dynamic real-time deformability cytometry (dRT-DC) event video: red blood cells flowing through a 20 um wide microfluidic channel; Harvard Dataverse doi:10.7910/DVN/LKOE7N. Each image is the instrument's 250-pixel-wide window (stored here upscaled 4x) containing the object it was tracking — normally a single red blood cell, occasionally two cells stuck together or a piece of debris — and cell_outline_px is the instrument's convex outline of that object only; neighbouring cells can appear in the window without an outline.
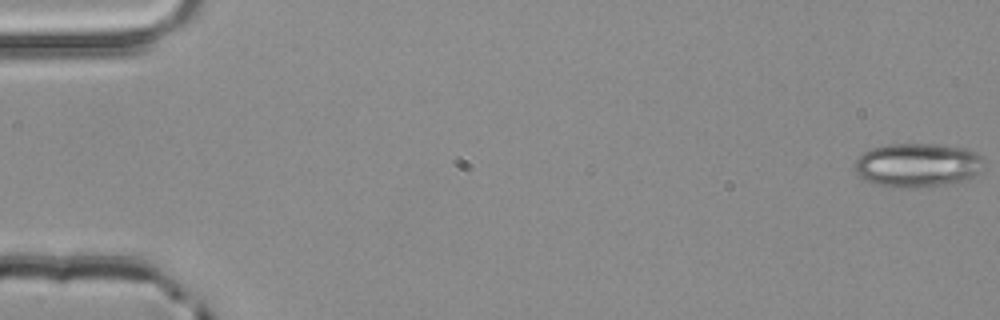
{"species": "common noctule bat (a hibernating species)", "species_latin": "Nyctalus noctula", "temperature_condition": "room temperature", "stored_images_in_passage": 5, "camera_frame_rate_fps": 3000, "um_per_image_px": 0.085, "animal": {"sex": "male", "body_mass_g": 20.4}, "frame": {"image": 1, "passage_image": 5, "time_ms": 1.333, "image_size_px": [1000, 320], "cell_outline_px": [[980, 172], [976, 176], [968, 180], [944, 184], [916, 188], [888, 188], [864, 180], [856, 172], [856, 160], [868, 148], [884, 144], [940, 144], [964, 148], [976, 152], [980, 156]], "centroid_in_image_um": [77.96, 14.04], "position_along_channel_um": 7.0, "area_um2": 33.35}}